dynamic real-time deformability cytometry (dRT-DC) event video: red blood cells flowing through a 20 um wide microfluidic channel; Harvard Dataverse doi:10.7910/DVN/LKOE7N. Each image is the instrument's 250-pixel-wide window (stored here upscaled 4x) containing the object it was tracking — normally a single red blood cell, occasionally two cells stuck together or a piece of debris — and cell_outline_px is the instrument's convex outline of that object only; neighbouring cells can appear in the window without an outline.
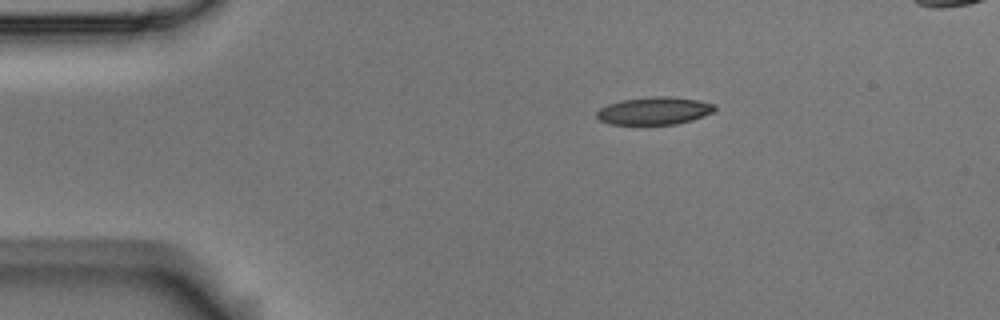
{"species": "Egyptian fruit bat (a non-hibernating species)", "species_latin": "Rousettus aegyptiacus", "temperature_condition": "room temperature", "stored_images_in_passage": 3, "segment_of_instrument_passage": [1, 2], "camera_frame_rate_fps": 3000, "um_per_image_px": 0.085, "animal": {"sex": "male"}, "frame": {"image": 1, "passage_image": 1, "time_ms": 0.0, "image_size_px": [1000, 320], "cell_outline_px": [[716, 108], [712, 112], [704, 116], [692, 120], [676, 124], [608, 124], [600, 120], [596, 116], [596, 112], [600, 108], [608, 104], [620, 100], [652, 96], [672, 96], [700, 100], [716, 104]], "centroid_in_image_um": [55.63, 9.4], "position_along_channel_um": 29.4, "area_um2": 19.19}}